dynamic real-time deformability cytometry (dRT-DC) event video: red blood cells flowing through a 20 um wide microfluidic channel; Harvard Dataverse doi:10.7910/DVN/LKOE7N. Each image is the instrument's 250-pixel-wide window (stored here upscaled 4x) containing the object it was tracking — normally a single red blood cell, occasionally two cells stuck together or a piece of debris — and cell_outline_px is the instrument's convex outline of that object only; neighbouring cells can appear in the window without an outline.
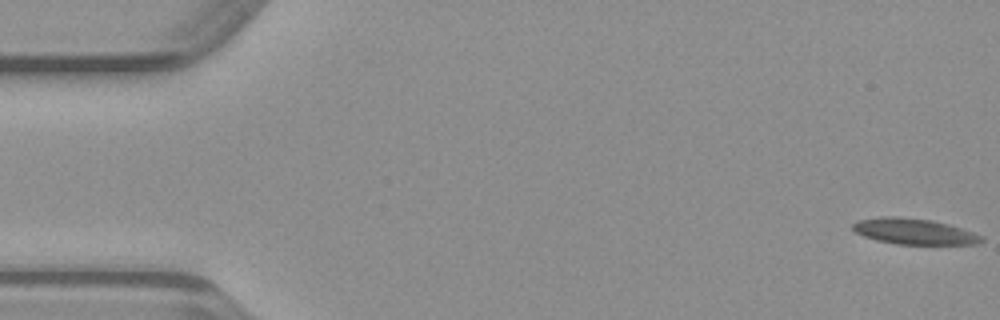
{"species": "common noctule bat (a hibernating species)", "species_latin": "Nyctalus noctula", "temperature_condition": "warm", "stored_images_in_passage": 13, "camera_frame_rate_fps": 3000, "um_per_image_px": 0.085, "animal": {"sex": "male", "body_mass_g": 23.1, "forearm_length_mm": 52.7}, "frame": {"image": 1, "passage_image": 1, "time_ms": 0.0, "image_size_px": [1000, 320], "cell_outline_px": [[984, 240], [976, 244], [896, 244], [876, 240], [864, 236], [856, 232], [852, 228], [852, 224], [856, 220], [880, 216], [896, 216], [932, 220], [948, 224], [984, 236]], "centroid_in_image_um": [77.67, 19.66], "position_along_channel_um": 7.3, "area_um2": 19.42}}